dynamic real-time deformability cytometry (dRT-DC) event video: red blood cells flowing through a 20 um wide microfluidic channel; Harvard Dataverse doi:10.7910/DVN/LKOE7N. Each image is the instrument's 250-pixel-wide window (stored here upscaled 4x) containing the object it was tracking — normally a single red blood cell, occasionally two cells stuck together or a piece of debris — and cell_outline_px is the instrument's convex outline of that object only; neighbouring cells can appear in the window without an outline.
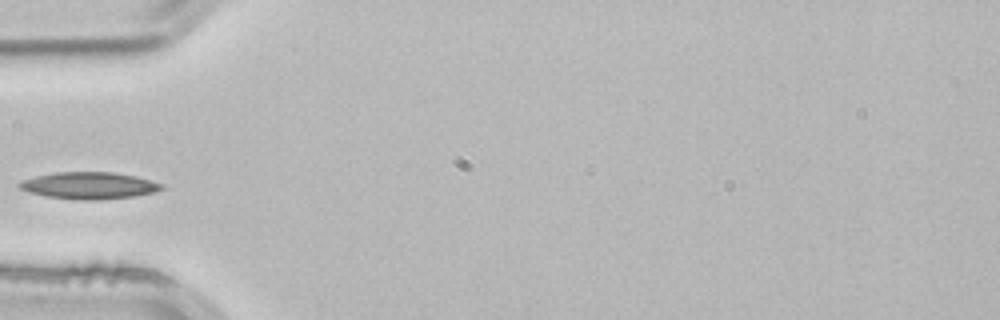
{"species": "common noctule bat (a hibernating species)", "species_latin": "Nyctalus noctula", "temperature_condition": "room temperature", "stored_images_in_passage": 3, "camera_frame_rate_fps": 3000, "um_per_image_px": 0.085, "animal": {"sex": "male", "body_mass_g": 21.5, "forearm_length_mm": 52.0}, "frame": {"image": 1, "passage_image": 3, "time_ms": 0.667, "image_size_px": [1000, 320], "cell_outline_px": [[164, 188], [152, 192], [132, 196], [96, 200], [76, 200], [44, 196], [28, 192], [20, 188], [16, 184], [20, 180], [36, 176], [56, 172], [112, 172], [136, 176], [164, 184]], "centroid_in_image_um": [7.52, 15.77], "position_along_channel_um": 77.5, "area_um2": 22.31}}